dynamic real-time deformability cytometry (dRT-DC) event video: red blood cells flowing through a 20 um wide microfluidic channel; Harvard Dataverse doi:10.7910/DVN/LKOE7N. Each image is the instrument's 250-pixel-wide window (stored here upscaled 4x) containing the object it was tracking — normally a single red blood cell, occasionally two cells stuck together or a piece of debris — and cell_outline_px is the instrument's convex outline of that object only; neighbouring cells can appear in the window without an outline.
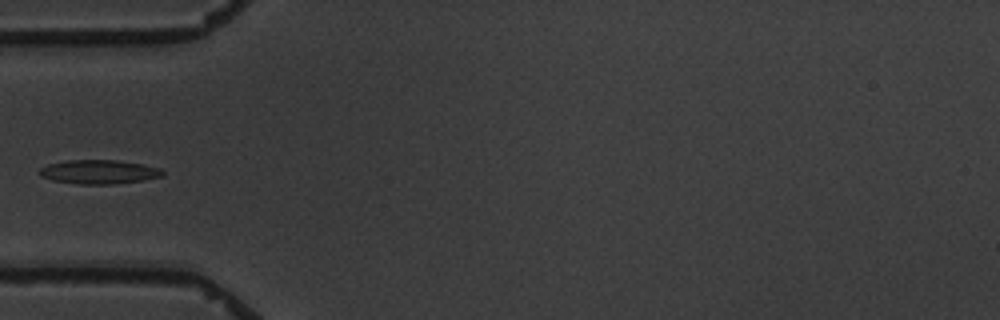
{"species": "common noctule bat (a hibernating species)", "species_latin": "Nyctalus noctula", "temperature_condition": "warm", "stored_images_in_passage": 1, "camera_frame_rate_fps": 3000, "um_per_image_px": 0.085, "animal": {"sex": "male", "body_mass_g": 19.5, "forearm_length_mm": 54.6}, "frame": {"image": 1, "passage_image": 1, "time_ms": 0.0, "image_size_px": [1000, 320], "cell_outline_px": [[164, 176], [140, 180], [112, 184], [80, 184], [52, 180], [40, 176], [40, 168], [48, 164], [68, 160], [116, 160], [140, 164], [160, 168], [164, 172]], "centroid_in_image_um": [8.39, 14.61], "position_along_channel_um": 76.6, "area_um2": 16.99}}